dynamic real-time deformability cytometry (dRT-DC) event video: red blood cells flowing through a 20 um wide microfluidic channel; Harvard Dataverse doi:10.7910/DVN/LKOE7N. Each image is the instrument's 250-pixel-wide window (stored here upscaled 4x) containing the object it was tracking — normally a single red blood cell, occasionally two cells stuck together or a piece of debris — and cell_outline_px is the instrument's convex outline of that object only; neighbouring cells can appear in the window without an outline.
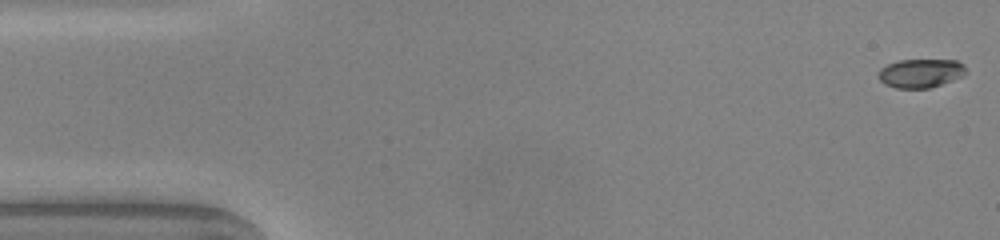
{"species": "common noctule bat (a hibernating species)", "species_latin": "Nyctalus noctula", "temperature_condition": "warm", "stored_images_in_passage": 49, "camera_frame_rate_fps": 3000, "um_per_image_px": 0.085, "animal": {"sex": "male", "body_mass_g": 20.0, "forearm_length_mm": 53.3}, "frame": {"image": 1, "passage_image": 1, "time_ms": 0.0, "image_size_px": [1000, 240], "cell_outline_px": [[968, 72], [964, 76], [928, 88], [896, 88], [884, 84], [880, 80], [880, 68], [888, 64], [900, 60], [956, 60], [964, 64]], "centroid_in_image_um": [78.3, 6.22], "position_along_channel_um": 6.7, "area_um2": 14.62}}
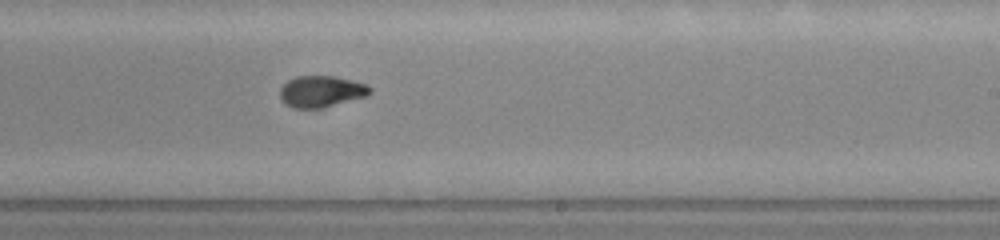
{"frame": {"image": 2, "passage_image": 29, "time_ms": 9.333, "image_size_px": [1000, 240], "cell_outline_px": [[372, 92], [364, 96], [324, 108], [292, 108], [280, 96], [280, 88], [288, 80], [296, 76], [332, 76], [364, 84], [372, 88]], "centroid_in_image_um": [27.28, 7.77], "position_along_channel_um": 261.7, "area_um2": 16.13}}
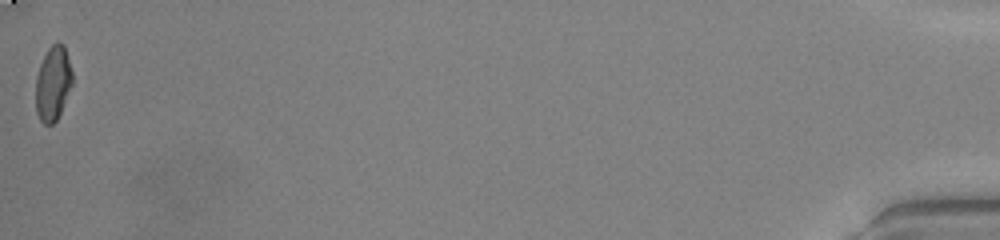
{"frame": {"image": 3, "passage_image": 49, "time_ms": 16.0, "image_size_px": [1000, 240], "cell_outline_px": [[72, 84], [60, 112], [56, 120], [52, 124], [44, 124], [40, 120], [36, 112], [36, 76], [40, 64], [48, 48], [52, 44], [64, 44], [72, 72]], "centroid_in_image_um": [4.49, 7.09], "position_along_channel_um": 430.7, "area_um2": 15.66}, "authors_computed_cell_mechanics": {"area_um2": 16.1262, "velocity_mm_per_s": 4.1203, "shape_relaxation_time_tau1_ms": 3.2728, "shape_relaxation_time_tau2_ms": 1.4218, "deformation_change_tau1": 0.1878, "deformation_change_tau2": 0.0573}}